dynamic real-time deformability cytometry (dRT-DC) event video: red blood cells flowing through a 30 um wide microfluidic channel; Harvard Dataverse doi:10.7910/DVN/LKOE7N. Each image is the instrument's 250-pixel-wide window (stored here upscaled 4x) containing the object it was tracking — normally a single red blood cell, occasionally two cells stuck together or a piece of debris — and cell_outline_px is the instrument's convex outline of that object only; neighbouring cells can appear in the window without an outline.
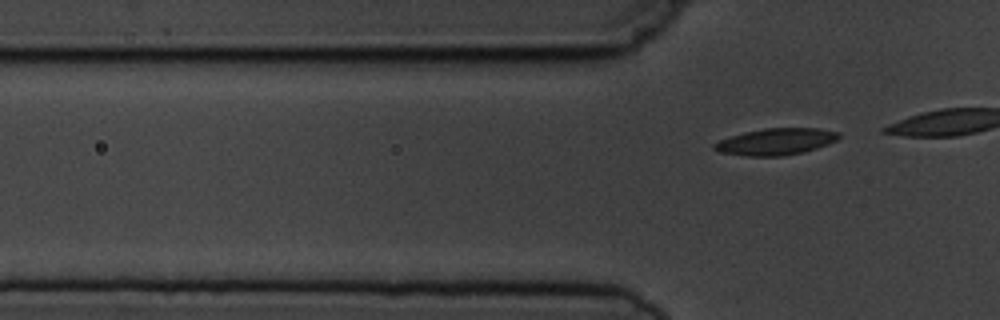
{"species": "common noctule bat (a hibernating species)", "species_latin": "Nyctalus noctula", "temperature_condition": "cold", "stored_images_in_passage": 6, "camera_frame_rate_fps": 3000, "um_per_image_px": 0.085, "animal": {"sex": "male", "body_mass_g": 19.5, "forearm_length_mm": 54.6}, "frame": {"image": 1, "passage_image": 6, "time_ms": 6.0, "image_size_px": [1000, 320], "cell_outline_px": [[840, 136], [836, 140], [828, 144], [804, 152], [784, 156], [748, 156], [720, 152], [712, 148], [712, 144], [720, 140], [744, 132], [764, 128], [820, 128], [840, 132]], "centroid_in_image_um": [65.96, 12.04], "position_along_channel_um": 59.8, "area_um2": 19.36}}